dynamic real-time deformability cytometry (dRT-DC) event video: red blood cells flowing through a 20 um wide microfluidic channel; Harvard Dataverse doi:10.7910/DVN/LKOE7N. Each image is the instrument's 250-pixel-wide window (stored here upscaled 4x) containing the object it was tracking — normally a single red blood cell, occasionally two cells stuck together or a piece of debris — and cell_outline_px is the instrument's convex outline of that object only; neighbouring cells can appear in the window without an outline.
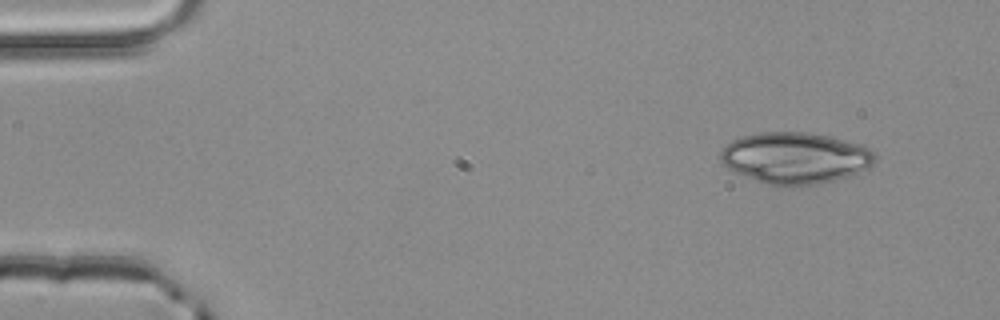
{"species": "common noctule bat (a hibernating species)", "species_latin": "Nyctalus noctula", "temperature_condition": "room temperature", "stored_images_in_passage": 2, "camera_frame_rate_fps": 3000, "um_per_image_px": 0.085, "animal": {"sex": "male", "body_mass_g": 20.4}, "frame": {"image": 1, "passage_image": 1, "time_ms": 0.0, "image_size_px": [1000, 320], "cell_outline_px": [[876, 160], [868, 168], [848, 176], [800, 188], [784, 188], [764, 184], [736, 172], [728, 168], [720, 160], [720, 152], [732, 140], [740, 136], [756, 132], [808, 132], [828, 136], [860, 144], [876, 152]], "centroid_in_image_um": [67.58, 13.45], "position_along_channel_um": 17.4, "area_um2": 46.82}}